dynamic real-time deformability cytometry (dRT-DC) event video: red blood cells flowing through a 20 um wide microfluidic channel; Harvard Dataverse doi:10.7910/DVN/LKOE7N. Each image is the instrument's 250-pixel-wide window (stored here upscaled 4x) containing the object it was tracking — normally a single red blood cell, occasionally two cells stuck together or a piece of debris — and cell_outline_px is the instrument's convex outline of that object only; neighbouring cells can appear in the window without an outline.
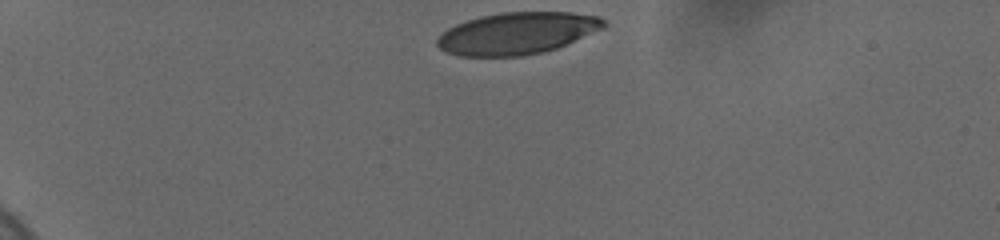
{"species": "human", "species_latin": "Homo sapiens", "temperature_condition": "cold", "stored_images_in_passage": 36, "camera_frame_rate_fps": 3000, "um_per_image_px": 0.085, "donor": {"sex": "female"}, "frame": {"image": 1, "passage_image": 1, "time_ms": 0.0, "image_size_px": [1000, 240], "cell_outline_px": [[608, 24], [604, 28], [556, 48], [544, 52], [520, 56], [460, 56], [448, 52], [440, 48], [436, 44], [436, 40], [448, 28], [456, 24], [480, 16], [504, 12], [568, 12], [600, 16]], "centroid_in_image_um": [43.98, 2.82], "position_along_channel_um": 41.0, "area_um2": 40.52}}
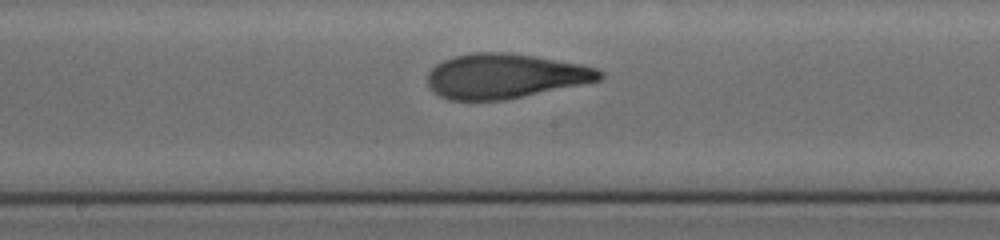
{"frame": {"image": 2, "passage_image": 20, "time_ms": 6.333, "image_size_px": [1000, 240], "cell_outline_px": [[604, 76], [600, 80], [524, 96], [504, 100], [448, 100], [440, 96], [428, 88], [428, 72], [436, 64], [444, 60], [456, 56], [472, 52], [508, 52], [580, 64], [596, 68], [604, 72]], "centroid_in_image_um": [42.89, 6.47], "position_along_channel_um": 205.3, "area_um2": 44.68}}
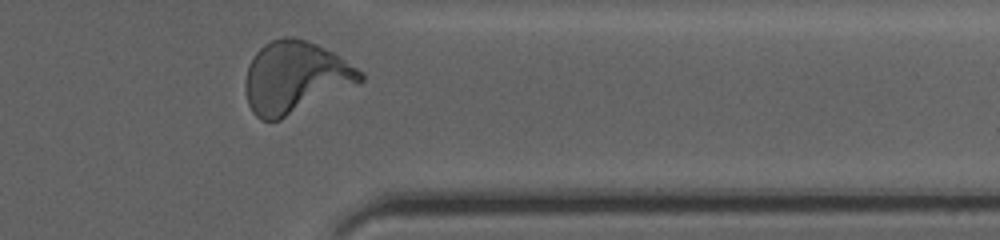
{"frame": {"image": 3, "passage_image": 35, "time_ms": 11.333, "image_size_px": [1000, 240], "cell_outline_px": [[364, 80], [280, 120], [260, 120], [252, 112], [248, 104], [244, 84], [248, 64], [256, 52], [264, 44], [272, 40], [284, 36], [292, 36], [316, 44], [332, 52], [364, 72]], "centroid_in_image_um": [25.05, 6.57], "position_along_channel_um": 386.4, "area_um2": 47.69}, "authors_computed_cell_mechanics": {"area_um2": 44.5638, "velocity_mm_per_s": 3.6616, "shape_relaxation_time_tau1_ms": 4.8775, "shape_relaxation_time_tau2_ms": 1.0295, "deformation_change_tau1": 0.211, "deformation_change_tau2": 0.085}}